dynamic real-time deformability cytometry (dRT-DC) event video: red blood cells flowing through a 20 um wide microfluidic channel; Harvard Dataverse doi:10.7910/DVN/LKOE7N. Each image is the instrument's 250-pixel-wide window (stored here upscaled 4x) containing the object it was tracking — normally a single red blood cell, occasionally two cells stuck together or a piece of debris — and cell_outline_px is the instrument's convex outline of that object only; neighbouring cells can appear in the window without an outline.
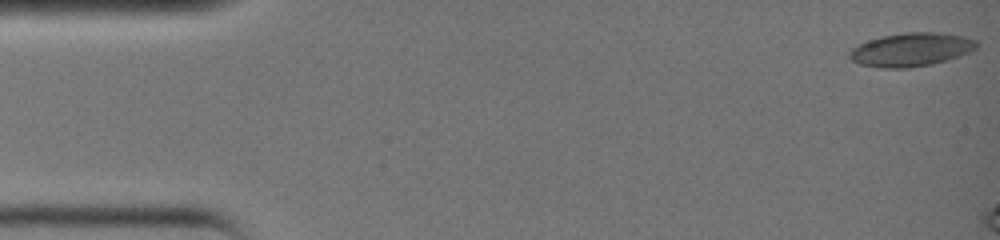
{"species": "common noctule bat (a hibernating species)", "species_latin": "Nyctalus noctula", "temperature_condition": "warm", "stored_images_in_passage": 8, "camera_frame_rate_fps": 3000, "um_per_image_px": 0.085, "animal": {"sex": "female", "body_mass_g": 19.0, "forearm_length_mm": 51.5}, "frame": {"image": 1, "passage_image": 1, "time_ms": 0.0, "image_size_px": [1000, 240], "cell_outline_px": [[980, 44], [976, 48], [960, 56], [932, 64], [908, 68], [880, 68], [860, 64], [852, 60], [848, 56], [848, 52], [852, 48], [868, 40], [880, 36], [904, 32], [932, 32], [964, 36], [976, 40]], "centroid_in_image_um": [77.43, 4.21], "position_along_channel_um": 7.6, "area_um2": 24.91}}